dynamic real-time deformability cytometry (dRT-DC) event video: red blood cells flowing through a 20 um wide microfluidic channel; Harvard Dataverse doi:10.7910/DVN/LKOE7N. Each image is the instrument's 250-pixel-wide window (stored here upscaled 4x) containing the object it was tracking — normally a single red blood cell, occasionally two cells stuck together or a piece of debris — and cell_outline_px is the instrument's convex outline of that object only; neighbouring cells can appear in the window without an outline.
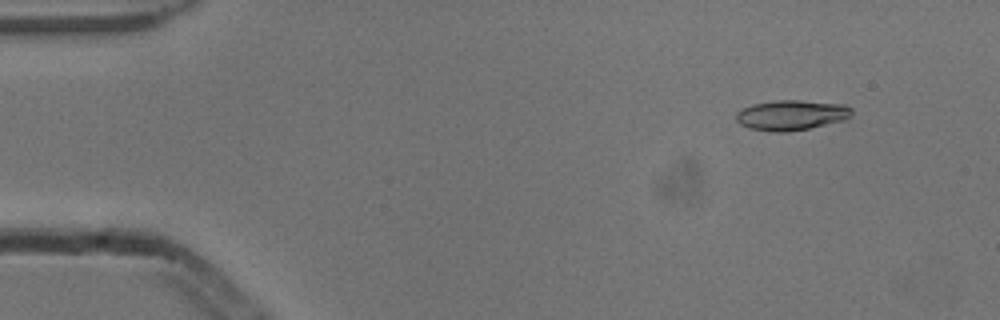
{"species": "common noctule bat (a hibernating species)", "species_latin": "Nyctalus noctula", "temperature_condition": "cold", "stored_images_in_passage": 5, "camera_frame_rate_fps": 3000, "um_per_image_px": 0.085, "animal": {"sex": "male", "body_mass_g": 13.3}, "frame": {"image": 1, "passage_image": 2, "time_ms": 0.333, "image_size_px": [1000, 320], "cell_outline_px": [[852, 112], [844, 120], [808, 128], [788, 132], [772, 132], [748, 128], [740, 124], [736, 120], [736, 112], [752, 104], [776, 100], [800, 100], [844, 104], [852, 108]], "centroid_in_image_um": [67.24, 9.78], "position_along_channel_um": 17.8, "area_um2": 20.29}}
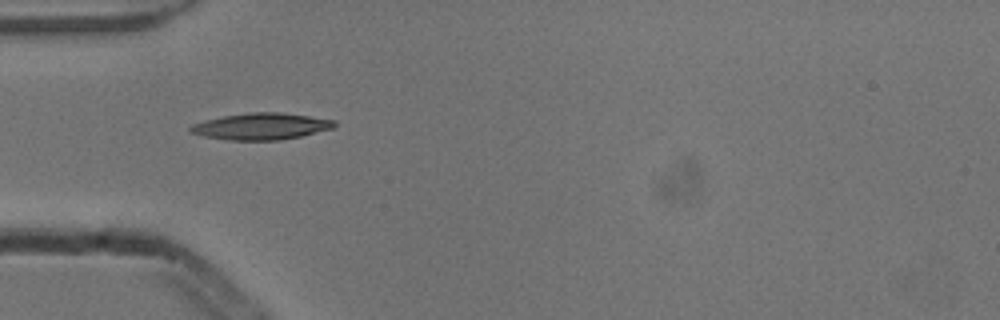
{"frame": {"image": 2, "passage_image": 5, "time_ms": 1.333, "image_size_px": [1000, 320], "cell_outline_px": [[336, 124], [332, 128], [300, 136], [280, 140], [228, 140], [204, 136], [192, 132], [188, 128], [192, 124], [204, 120], [224, 116], [252, 112], [280, 112], [336, 120]], "centroid_in_image_um": [22.19, 10.73], "position_along_channel_um": 62.8, "area_um2": 22.08}}